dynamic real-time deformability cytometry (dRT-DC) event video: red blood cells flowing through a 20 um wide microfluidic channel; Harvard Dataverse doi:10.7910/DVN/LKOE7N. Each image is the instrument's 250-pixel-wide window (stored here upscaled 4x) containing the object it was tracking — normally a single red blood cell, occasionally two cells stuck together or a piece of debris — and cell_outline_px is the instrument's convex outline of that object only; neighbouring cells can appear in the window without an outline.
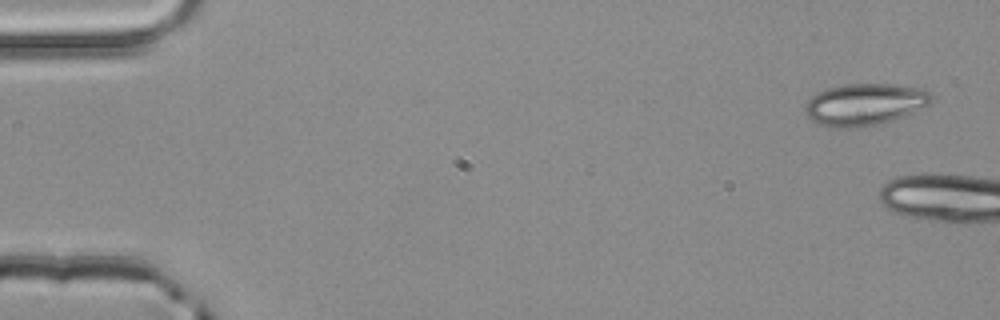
{"species": "common noctule bat (a hibernating species)", "species_latin": "Nyctalus noctula", "temperature_condition": "room temperature", "stored_images_in_passage": 3, "segment_of_instrument_passage": [2, 2], "camera_frame_rate_fps": 3000, "um_per_image_px": 0.085, "animal": {"sex": "male", "body_mass_g": 20.4}, "frame": {"image": 1, "passage_image": 3, "time_ms": 0.667, "image_size_px": [1000, 320], "cell_outline_px": [[936, 96], [928, 104], [904, 116], [892, 120], [876, 124], [856, 128], [836, 128], [816, 124], [808, 116], [804, 108], [804, 104], [812, 96], [828, 88], [844, 84], [896, 84], [924, 88], [932, 92]], "centroid_in_image_um": [73.52, 8.87], "position_along_channel_um": 11.5, "area_um2": 31.04}}